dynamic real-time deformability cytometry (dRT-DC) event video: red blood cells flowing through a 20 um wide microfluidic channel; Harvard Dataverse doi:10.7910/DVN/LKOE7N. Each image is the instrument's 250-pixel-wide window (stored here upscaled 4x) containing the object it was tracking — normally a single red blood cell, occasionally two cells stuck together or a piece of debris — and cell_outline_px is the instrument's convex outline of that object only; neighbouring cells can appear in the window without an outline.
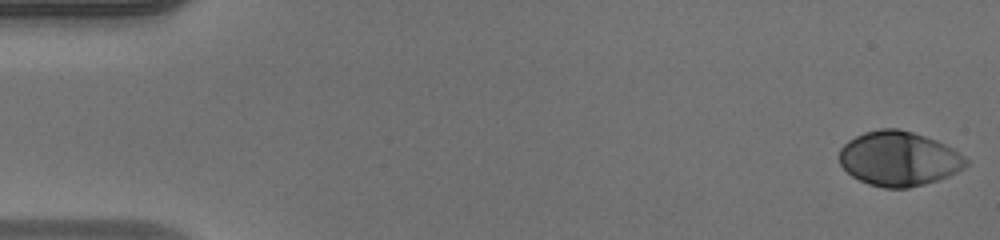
{"species": "human", "species_latin": "Homo sapiens", "temperature_condition": "warm", "stored_images_in_passage": 49, "camera_frame_rate_fps": 3000, "um_per_image_px": 0.085, "donor": {"sex": "male"}, "frame": {"image": 1, "passage_image": 1, "time_ms": 0.0, "image_size_px": [1000, 240], "cell_outline_px": [[968, 164], [964, 168], [948, 176], [924, 184], [908, 188], [884, 188], [868, 184], [852, 176], [840, 164], [840, 148], [848, 140], [864, 132], [880, 128], [896, 128], [912, 132], [936, 140], [952, 148], [964, 156], [968, 160]], "centroid_in_image_um": [76.39, 13.49], "position_along_channel_um": 8.6, "area_um2": 40.17}}
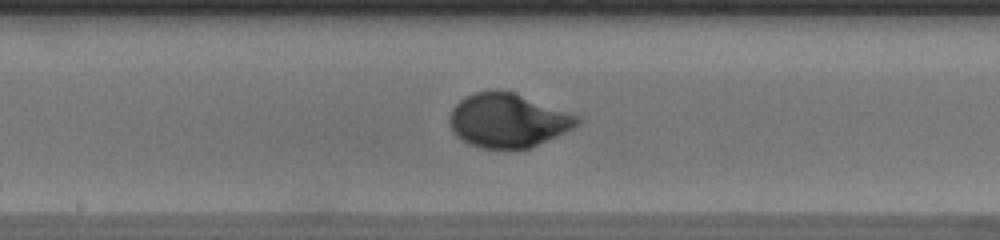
{"frame": {"image": 2, "passage_image": 26, "time_ms": 8.333, "image_size_px": [1000, 240], "cell_outline_px": [[580, 120], [572, 128], [556, 136], [528, 148], [484, 148], [468, 144], [456, 136], [452, 132], [448, 120], [448, 116], [452, 108], [464, 96], [476, 92], [496, 88], [512, 92], [580, 116]], "centroid_in_image_um": [43.1, 10.22], "position_along_channel_um": 205.1, "area_um2": 40.0}}
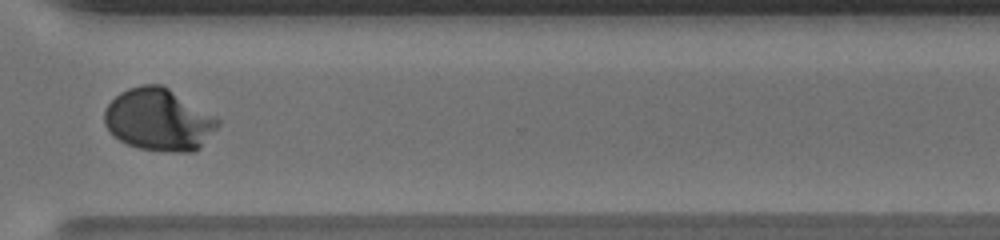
{"frame": {"image": 3, "passage_image": 37, "time_ms": 12.0, "image_size_px": [1000, 240], "cell_outline_px": [[220, 124], [200, 148], [192, 152], [168, 152], [140, 148], [128, 144], [112, 136], [104, 124], [104, 108], [120, 92], [128, 88], [144, 84], [160, 84], [168, 88], [220, 120]], "centroid_in_image_um": [13.46, 10.19], "position_along_channel_um": 357.1, "area_um2": 40.92}, "authors_computed_cell_mechanics": {"area_um2": 39.4774, "velocity_mm_per_s": 4.1528, "shape_relaxation_time_tau1_ms": 2.9039, "shape_relaxation_time_tau2_ms": null, "deformation_change_tau1": 0.2054, "deformation_change_tau2": null}}